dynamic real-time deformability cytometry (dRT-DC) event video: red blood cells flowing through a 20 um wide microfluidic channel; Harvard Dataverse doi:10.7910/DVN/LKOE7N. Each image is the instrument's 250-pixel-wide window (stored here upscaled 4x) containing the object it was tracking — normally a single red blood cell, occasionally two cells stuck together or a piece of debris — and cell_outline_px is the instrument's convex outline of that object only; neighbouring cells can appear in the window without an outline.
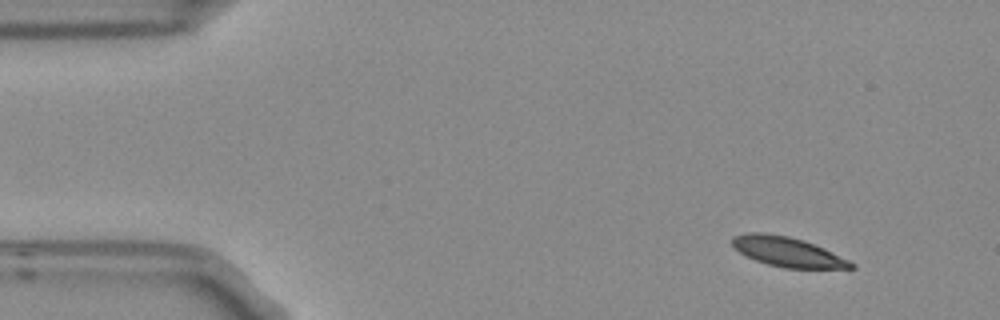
{"species": "Egyptian fruit bat (a non-hibernating species)", "species_latin": "Rousettus aegyptiacus", "temperature_condition": "room temperature", "stored_images_in_passage": 9, "camera_frame_rate_fps": 3000, "um_per_image_px": 0.085, "frame": {"image": 1, "passage_image": 1, "time_ms": 0.0, "image_size_px": [1000, 320], "cell_outline_px": [[856, 268], [784, 268], [768, 264], [756, 260], [740, 252], [732, 244], [732, 240], [736, 236], [748, 232], [764, 232], [788, 236], [804, 240], [824, 248], [856, 264]], "centroid_in_image_um": [66.97, 21.4], "position_along_channel_um": 18.0, "area_um2": 20.29}}
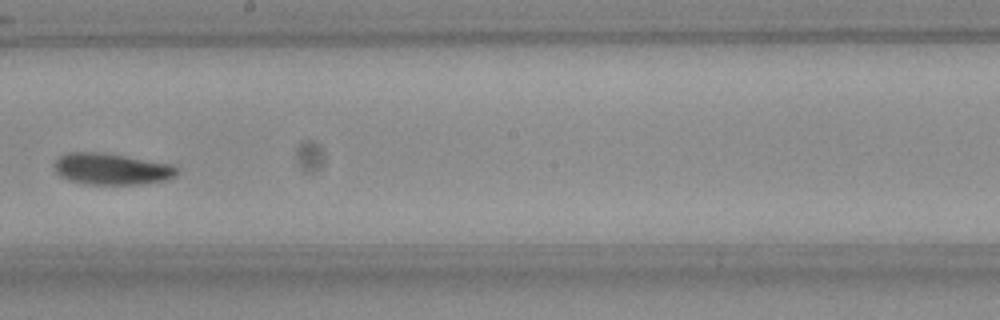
{"frame": {"image": 2, "passage_image": 8, "time_ms": 2.333, "image_size_px": [1000, 320], "cell_outline_px": [[180, 172], [176, 176], [168, 180], [140, 184], [88, 184], [68, 180], [60, 176], [56, 172], [56, 160], [60, 156], [68, 152], [104, 152], [172, 164], [180, 168]], "centroid_in_image_um": [9.56, 14.36], "position_along_channel_um": 238.6, "area_um2": 22.66}}
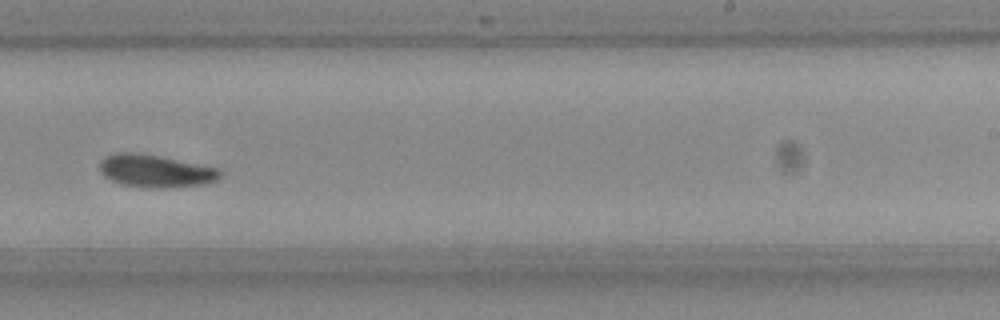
{"frame": {"image": 3, "passage_image": 9, "time_ms": 2.667, "image_size_px": [1000, 320], "cell_outline_px": [[224, 172], [216, 180], [204, 184], [168, 188], [148, 188], [120, 184], [104, 176], [100, 168], [100, 160], [116, 152], [132, 152], [160, 156], [216, 168]], "centroid_in_image_um": [13.21, 14.54], "position_along_channel_um": 275.8, "area_um2": 22.77}}